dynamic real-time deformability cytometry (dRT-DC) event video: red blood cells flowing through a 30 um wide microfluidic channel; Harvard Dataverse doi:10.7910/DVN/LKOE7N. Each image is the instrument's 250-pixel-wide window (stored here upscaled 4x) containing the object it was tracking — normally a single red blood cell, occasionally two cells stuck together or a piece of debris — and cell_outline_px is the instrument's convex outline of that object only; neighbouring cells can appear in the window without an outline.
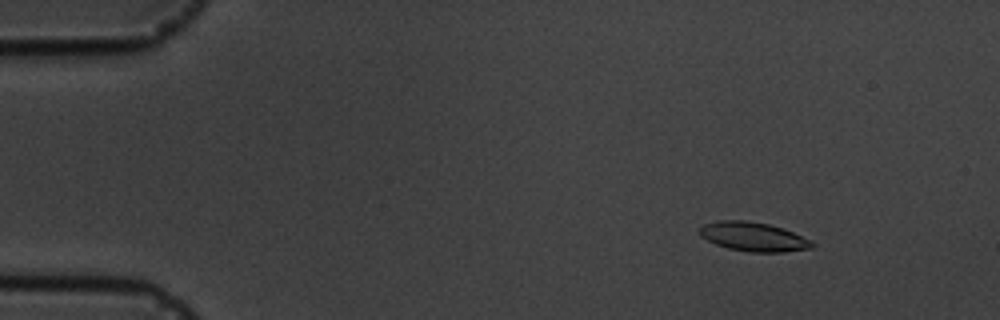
{"species": "common noctule bat (a hibernating species)", "species_latin": "Nyctalus noctula", "temperature_condition": "cold", "stored_images_in_passage": 4, "camera_frame_rate_fps": 3000, "um_per_image_px": 0.085, "animal": {"sex": "male", "body_mass_g": 19.5, "forearm_length_mm": 54.6}, "frame": {"image": 1, "passage_image": 1, "time_ms": 0.0, "image_size_px": [1000, 320], "cell_outline_px": [[816, 244], [812, 248], [784, 252], [748, 252], [728, 248], [716, 244], [700, 236], [696, 232], [704, 224], [720, 220], [744, 220], [768, 224], [792, 232], [812, 240]], "centroid_in_image_um": [64.03, 20.13], "position_along_channel_um": 21.0, "area_um2": 19.07}}